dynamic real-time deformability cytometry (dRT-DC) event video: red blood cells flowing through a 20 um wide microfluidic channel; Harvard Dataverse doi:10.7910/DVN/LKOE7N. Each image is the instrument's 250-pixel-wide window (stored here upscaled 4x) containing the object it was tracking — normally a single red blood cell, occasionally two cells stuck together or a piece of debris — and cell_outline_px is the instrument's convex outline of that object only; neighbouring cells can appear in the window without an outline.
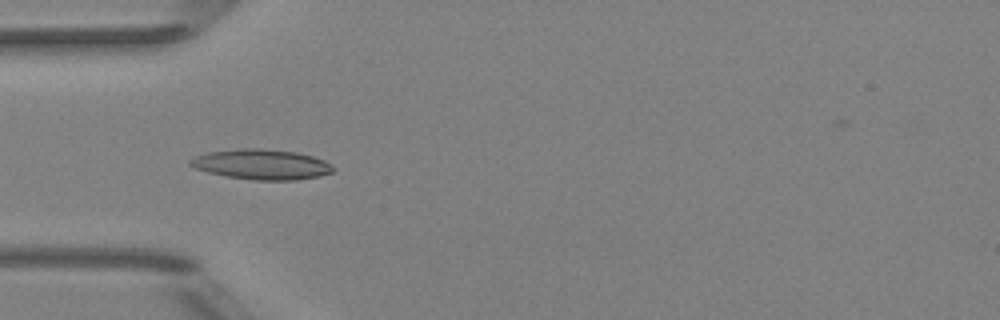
{"species": "Egyptian fruit bat (a non-hibernating species)", "species_latin": "Rousettus aegyptiacus", "temperature_condition": "room temperature", "stored_images_in_passage": 7, "camera_frame_rate_fps": 3000, "um_per_image_px": 0.085, "animal": {"sex": "female"}, "frame": {"image": 1, "passage_image": 5, "time_ms": 4.667, "image_size_px": [1000, 320], "cell_outline_px": [[336, 168], [332, 172], [320, 176], [296, 180], [252, 180], [224, 176], [192, 168], [188, 164], [188, 160], [196, 156], [208, 152], [240, 148], [260, 148], [296, 152], [312, 156], [324, 160]], "centroid_in_image_um": [22.21, 13.98], "position_along_channel_um": 62.8, "area_um2": 25.37}}
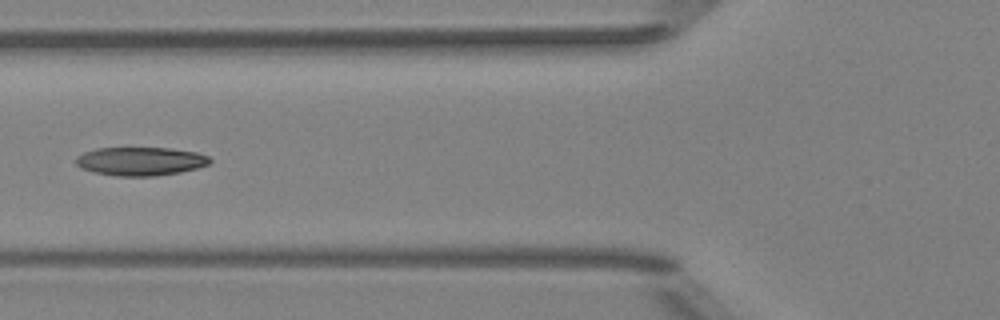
{"frame": {"image": 2, "passage_image": 6, "time_ms": 6.0, "image_size_px": [1000, 320], "cell_outline_px": [[212, 160], [208, 164], [196, 168], [180, 172], [156, 176], [116, 176], [92, 172], [80, 168], [76, 164], [76, 156], [84, 152], [96, 148], [172, 148], [196, 152], [208, 156]], "centroid_in_image_um": [11.91, 13.71], "position_along_channel_um": 113.9, "area_um2": 22.37}}
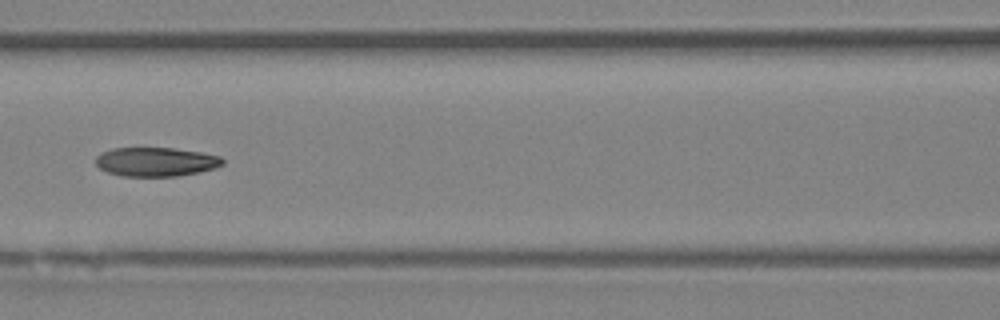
{"frame": {"image": 3, "passage_image": 7, "time_ms": 7.0, "image_size_px": [1000, 320], "cell_outline_px": [[224, 164], [216, 168], [176, 176], [124, 176], [108, 172], [100, 168], [96, 164], [96, 156], [100, 152], [112, 148], [172, 148], [200, 152], [220, 156], [224, 160]], "centroid_in_image_um": [13.24, 13.74], "position_along_channel_um": 153.4, "area_um2": 21.39}}